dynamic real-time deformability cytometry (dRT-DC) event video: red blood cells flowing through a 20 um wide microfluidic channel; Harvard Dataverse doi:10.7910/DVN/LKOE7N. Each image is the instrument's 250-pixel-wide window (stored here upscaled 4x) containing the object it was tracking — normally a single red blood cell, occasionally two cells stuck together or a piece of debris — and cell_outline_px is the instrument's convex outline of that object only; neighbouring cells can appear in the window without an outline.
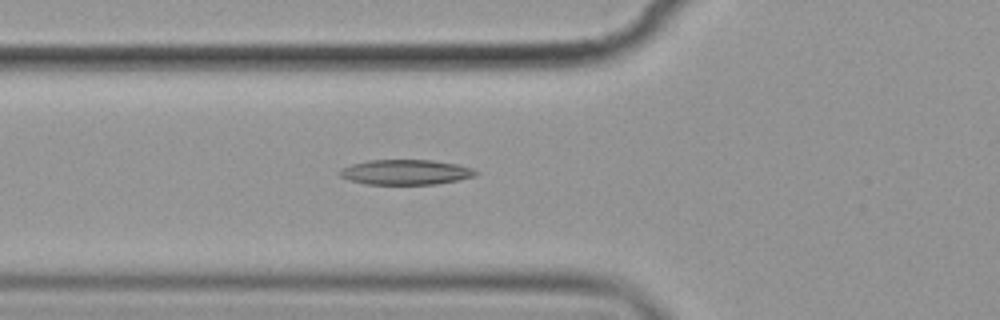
{"species": "common noctule bat (a hibernating species)", "species_latin": "Nyctalus noctula", "temperature_condition": "cold", "stored_images_in_passage": 6, "camera_frame_rate_fps": 3000, "um_per_image_px": 0.085, "animal": {"sex": "female", "body_mass_g": 19.9}, "frame": {"image": 1, "passage_image": 6, "time_ms": 5.667, "image_size_px": [1000, 320], "cell_outline_px": [[476, 176], [436, 184], [364, 184], [348, 180], [340, 176], [340, 168], [352, 164], [368, 160], [432, 160], [456, 164], [472, 168], [476, 172]], "centroid_in_image_um": [34.44, 14.63], "position_along_channel_um": 91.4, "area_um2": 19.77}}